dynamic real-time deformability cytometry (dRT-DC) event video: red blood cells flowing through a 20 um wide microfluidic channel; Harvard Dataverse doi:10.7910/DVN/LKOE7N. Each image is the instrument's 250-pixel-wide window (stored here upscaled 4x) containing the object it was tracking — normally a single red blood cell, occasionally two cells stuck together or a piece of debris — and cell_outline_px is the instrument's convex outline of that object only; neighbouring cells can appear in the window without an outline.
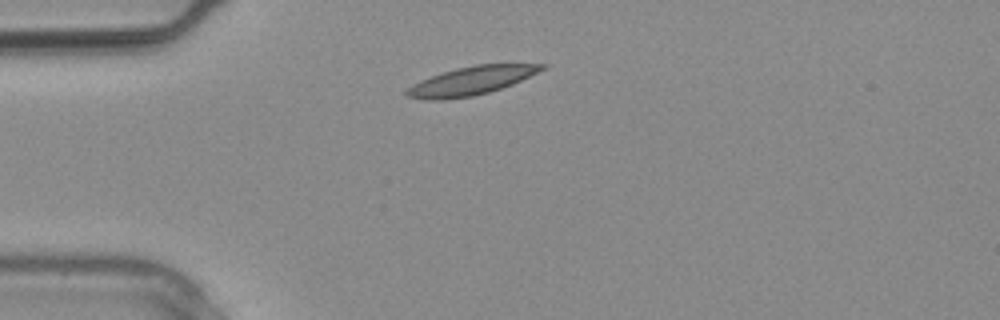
{"species": "common noctule bat (a hibernating species)", "species_latin": "Nyctalus noctula", "temperature_condition": "warm", "stored_images_in_passage": 3, "camera_frame_rate_fps": 3000, "um_per_image_px": 0.085, "animal": {"sex": "male", "body_mass_g": 20.4}, "frame": {"image": 1, "passage_image": 3, "time_ms": 0.667, "image_size_px": [1000, 320], "cell_outline_px": [[548, 68], [512, 84], [488, 92], [472, 96], [444, 100], [424, 100], [404, 96], [404, 92], [412, 84], [420, 80], [456, 68], [476, 64], [548, 64]], "centroid_in_image_um": [40.03, 6.87], "position_along_channel_um": 45.0, "area_um2": 22.43}}